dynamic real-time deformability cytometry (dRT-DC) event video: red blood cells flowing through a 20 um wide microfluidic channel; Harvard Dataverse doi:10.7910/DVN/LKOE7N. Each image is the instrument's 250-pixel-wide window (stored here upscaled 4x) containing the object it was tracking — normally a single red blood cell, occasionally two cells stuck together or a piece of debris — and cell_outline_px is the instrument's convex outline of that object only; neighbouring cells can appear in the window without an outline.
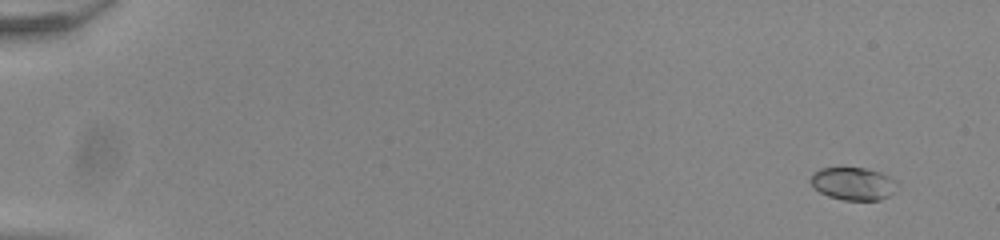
{"species": "common noctule bat (a hibernating species)", "species_latin": "Nyctalus noctula", "temperature_condition": "room temperature", "stored_images_in_passage": 55, "camera_frame_rate_fps": 3000, "um_per_image_px": 0.085, "animal": {"sex": "male", "body_mass_g": 20.0, "forearm_length_mm": 53.3}, "frame": {"image": 1, "passage_image": 4, "time_ms": 1.0, "image_size_px": [1000, 240], "cell_outline_px": [[900, 184], [896, 192], [880, 200], [844, 200], [828, 196], [820, 192], [808, 180], [820, 168], [864, 168], [880, 172], [896, 180]], "centroid_in_image_um": [72.59, 15.62], "position_along_channel_um": 12.4, "area_um2": 16.59}}
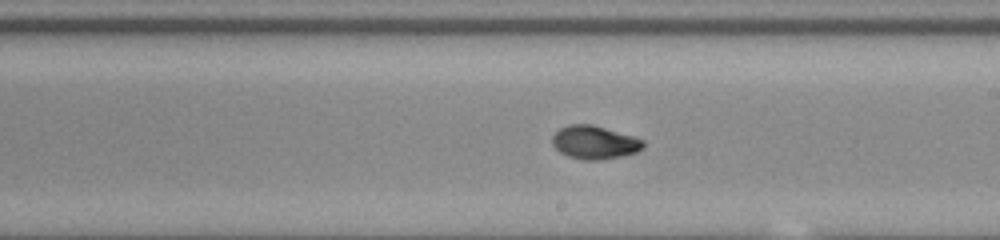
{"frame": {"image": 2, "passage_image": 34, "time_ms": 11.0, "image_size_px": [1000, 240], "cell_outline_px": [[644, 148], [636, 152], [620, 156], [600, 160], [584, 160], [568, 156], [560, 152], [552, 144], [552, 136], [560, 128], [568, 124], [592, 124], [632, 136], [644, 140]], "centroid_in_image_um": [50.52, 12.1], "position_along_channel_um": 238.5, "area_um2": 17.57}}
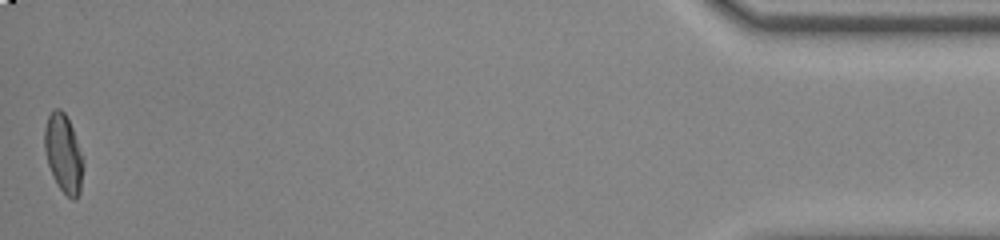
{"frame": {"image": 3, "passage_image": 55, "time_ms": 18.0, "image_size_px": [1000, 240], "cell_outline_px": [[84, 164], [80, 192], [76, 200], [72, 200], [56, 184], [52, 176], [48, 164], [44, 148], [44, 128], [48, 116], [56, 108], [60, 108], [64, 112], [72, 128], [84, 160]], "centroid_in_image_um": [5.4, 13.08], "position_along_channel_um": 429.8, "area_um2": 17.69}, "authors_computed_cell_mechanics": {"area_um2": 17.3978, "velocity_mm_per_s": 3.8953, "shape_relaxation_time_tau1_ms": 2.8869, "shape_relaxation_time_tau2_ms": 1.7471, "deformation_change_tau1": 0.1665, "deformation_change_tau2": 0.0446}}